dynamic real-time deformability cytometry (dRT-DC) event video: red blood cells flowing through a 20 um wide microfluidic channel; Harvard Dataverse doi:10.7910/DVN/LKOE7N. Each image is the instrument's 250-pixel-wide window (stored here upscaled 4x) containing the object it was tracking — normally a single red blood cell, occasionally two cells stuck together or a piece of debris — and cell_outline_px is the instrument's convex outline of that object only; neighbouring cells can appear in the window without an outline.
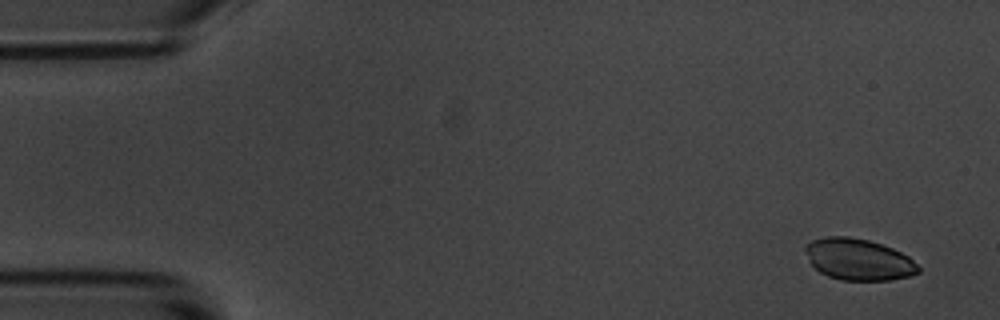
{"species": "common noctule bat (a hibernating species)", "species_latin": "Nyctalus noctula", "temperature_condition": "room temperature", "stored_images_in_passage": 4, "camera_frame_rate_fps": 3000, "um_per_image_px": 0.085, "animal": {"sex": "male", "body_mass_g": 20.1, "forearm_length_mm": 53.5}, "frame": {"image": 1, "passage_image": 1, "time_ms": 0.0, "image_size_px": [1000, 320], "cell_outline_px": [[920, 272], [908, 276], [888, 280], [840, 280], [828, 276], [820, 272], [812, 264], [804, 248], [812, 240], [824, 236], [848, 236], [868, 240], [892, 248], [908, 256], [920, 268]], "centroid_in_image_um": [72.97, 22.05], "position_along_channel_um": 12.0, "area_um2": 27.05}}
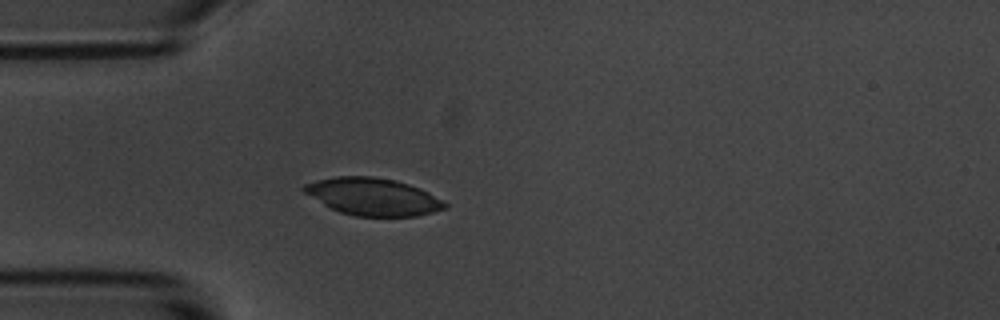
{"frame": {"image": 2, "passage_image": 4, "time_ms": 4.333, "image_size_px": [1000, 320], "cell_outline_px": [[448, 208], [416, 216], [356, 216], [340, 212], [324, 204], [304, 192], [300, 188], [304, 184], [316, 180], [336, 176], [372, 176], [396, 180], [420, 188], [444, 200], [448, 204]], "centroid_in_image_um": [31.72, 16.71], "position_along_channel_um": 53.3, "area_um2": 30.63}}